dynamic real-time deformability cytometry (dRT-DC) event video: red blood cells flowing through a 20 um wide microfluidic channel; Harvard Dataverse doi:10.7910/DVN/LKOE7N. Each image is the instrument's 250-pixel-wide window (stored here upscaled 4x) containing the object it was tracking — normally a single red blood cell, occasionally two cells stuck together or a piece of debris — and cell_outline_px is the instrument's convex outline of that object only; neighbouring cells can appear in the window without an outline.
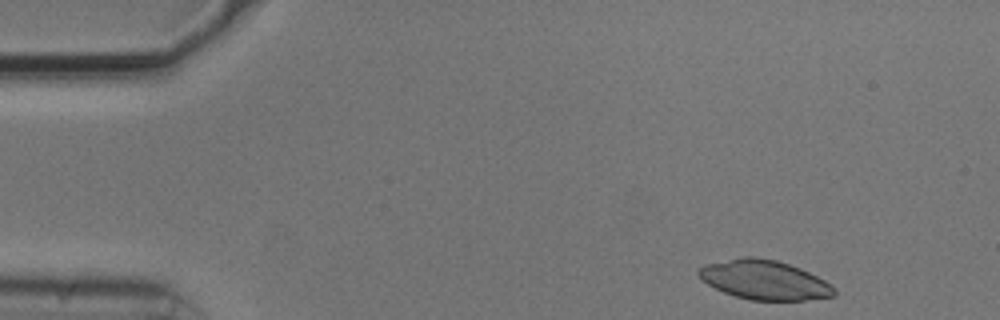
{"species": "common noctule bat (a hibernating species)", "species_latin": "Nyctalus noctula", "temperature_condition": "cold", "stored_images_in_passage": 5, "camera_frame_rate_fps": 3000, "um_per_image_px": 0.085, "animal": {"sex": "male", "body_mass_g": 20.5, "forearm_length_mm": 52.5}, "frame": {"image": 1, "passage_image": 1, "time_ms": 0.0, "image_size_px": [1000, 320], "cell_outline_px": [[836, 296], [804, 300], [752, 300], [736, 296], [724, 292], [700, 280], [696, 272], [704, 264], [744, 256], [752, 256], [776, 260], [800, 268], [824, 280], [836, 288]], "centroid_in_image_um": [64.96, 23.79], "position_along_channel_um": 20.0, "area_um2": 31.04}}